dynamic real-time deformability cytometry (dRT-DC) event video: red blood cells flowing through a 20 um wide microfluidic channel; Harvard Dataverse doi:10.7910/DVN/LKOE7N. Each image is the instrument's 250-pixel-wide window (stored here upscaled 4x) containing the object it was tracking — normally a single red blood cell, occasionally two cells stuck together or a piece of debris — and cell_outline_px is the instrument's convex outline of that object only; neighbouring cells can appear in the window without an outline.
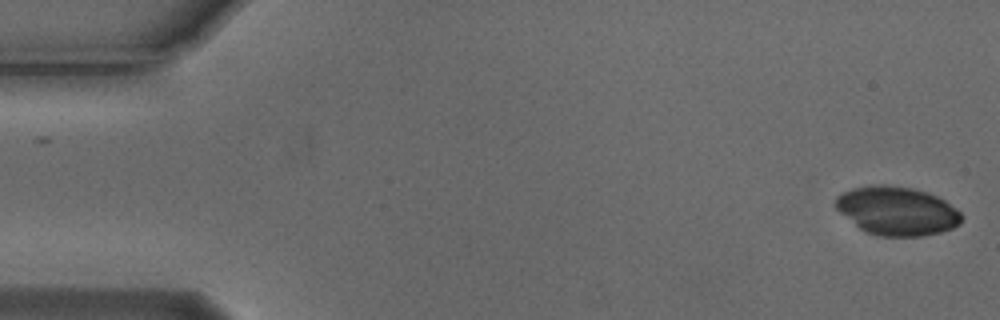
{"species": "Egyptian fruit bat (a non-hibernating species)", "species_latin": "Rousettus aegyptiacus", "temperature_condition": "cold", "stored_images_in_passage": 2, "camera_frame_rate_fps": 3000, "um_per_image_px": 0.085, "animal": {"sex": "male"}, "frame": {"image": 1, "passage_image": 2, "time_ms": 0.333, "image_size_px": [1000, 320], "cell_outline_px": [[964, 216], [960, 224], [952, 228], [940, 232], [920, 236], [880, 236], [868, 232], [860, 228], [840, 212], [836, 208], [836, 196], [852, 188], [872, 184], [884, 184], [912, 188], [928, 192], [944, 200], [956, 208]], "centroid_in_image_um": [76.27, 17.91], "position_along_channel_um": 8.7, "area_um2": 35.6}}